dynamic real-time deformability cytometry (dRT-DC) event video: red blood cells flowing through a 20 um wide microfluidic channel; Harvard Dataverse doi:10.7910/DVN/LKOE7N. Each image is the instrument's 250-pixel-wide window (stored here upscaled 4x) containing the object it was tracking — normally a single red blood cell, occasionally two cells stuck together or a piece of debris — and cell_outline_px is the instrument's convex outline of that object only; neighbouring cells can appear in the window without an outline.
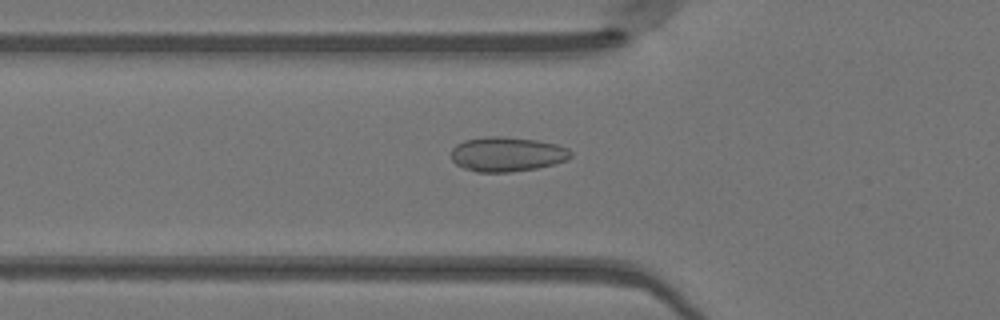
{"species": "Egyptian fruit bat (a non-hibernating species)", "species_latin": "Rousettus aegyptiacus", "temperature_condition": "warm", "stored_images_in_passage": 49, "camera_frame_rate_fps": 3000, "um_per_image_px": 0.085, "animal": {"sex": "female"}, "frame": {"image": 1, "passage_image": 17, "time_ms": 5.333, "image_size_px": [1000, 320], "cell_outline_px": [[572, 156], [568, 160], [536, 168], [512, 172], [476, 172], [464, 168], [456, 164], [452, 160], [452, 148], [456, 144], [464, 140], [488, 136], [500, 136], [536, 140], [556, 144], [568, 148], [572, 152]], "centroid_in_image_um": [43.1, 13.11], "position_along_channel_um": 82.7, "area_um2": 24.16}}
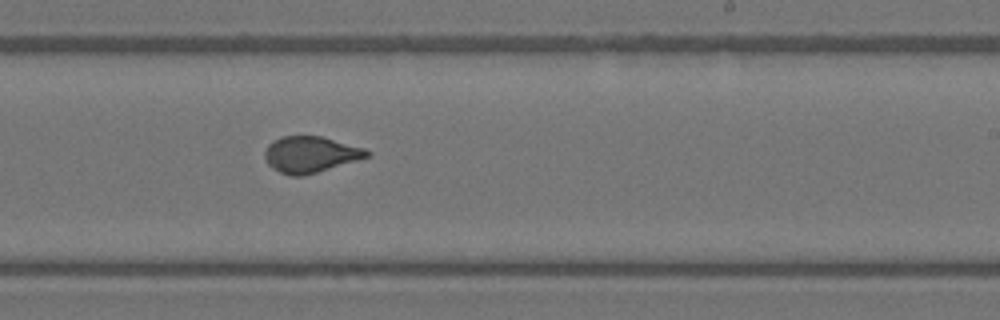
{"frame": {"image": 2, "passage_image": 30, "time_ms": 9.667, "image_size_px": [1000, 320], "cell_outline_px": [[372, 156], [304, 176], [288, 176], [272, 168], [264, 160], [264, 152], [268, 144], [272, 140], [280, 136], [320, 136], [364, 148], [372, 152]], "centroid_in_image_um": [26.37, 13.13], "position_along_channel_um": 262.6, "area_um2": 21.79}}
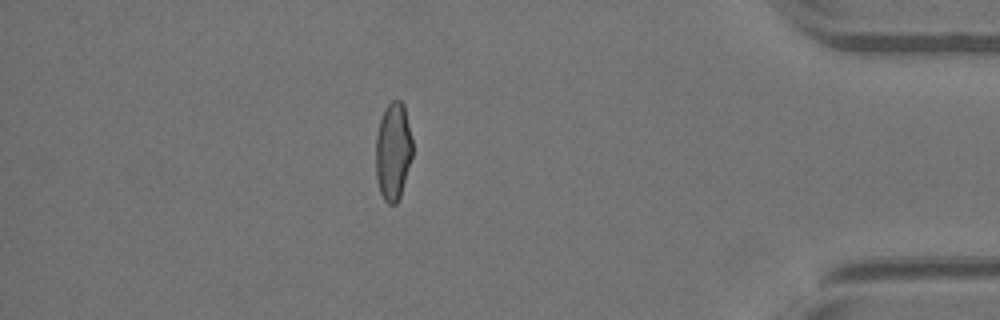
{"frame": {"image": 3, "passage_image": 43, "time_ms": 14.0, "image_size_px": [1000, 320], "cell_outline_px": [[412, 156], [400, 196], [396, 204], [388, 204], [384, 200], [380, 192], [376, 180], [376, 136], [380, 120], [388, 104], [392, 100], [400, 100], [404, 104], [412, 140]], "centroid_in_image_um": [33.41, 12.87], "position_along_channel_um": 401.8, "area_um2": 20.81}}